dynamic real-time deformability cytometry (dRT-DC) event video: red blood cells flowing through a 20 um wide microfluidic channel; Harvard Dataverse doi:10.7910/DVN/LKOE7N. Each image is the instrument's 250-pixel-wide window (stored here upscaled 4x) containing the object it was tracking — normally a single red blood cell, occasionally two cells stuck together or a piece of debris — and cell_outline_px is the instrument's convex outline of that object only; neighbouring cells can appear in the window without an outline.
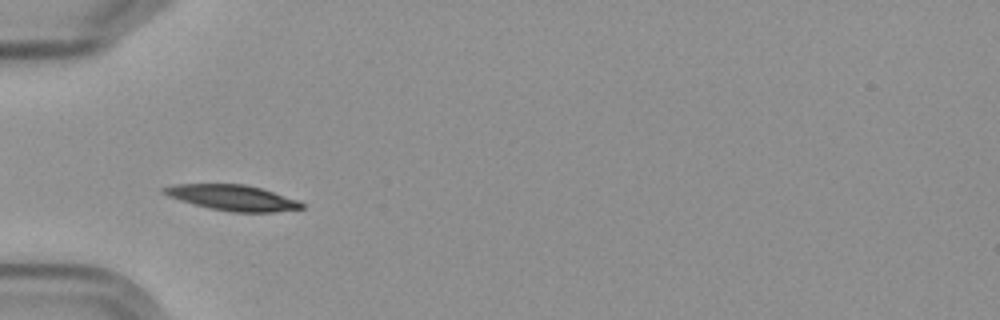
{"species": "Egyptian fruit bat (a non-hibernating species)", "species_latin": "Rousettus aegyptiacus", "temperature_condition": "cold", "stored_images_in_passage": 8, "camera_frame_rate_fps": 3000, "um_per_image_px": 0.085, "frame": {"image": 1, "passage_image": 3, "time_ms": 2.333, "image_size_px": [1000, 320], "cell_outline_px": [[304, 208], [276, 212], [232, 212], [208, 208], [180, 200], [168, 196], [160, 192], [160, 188], [176, 184], [244, 184], [260, 188], [300, 200], [304, 204]], "centroid_in_image_um": [19.76, 16.81], "position_along_channel_um": 65.2, "area_um2": 20.63}}
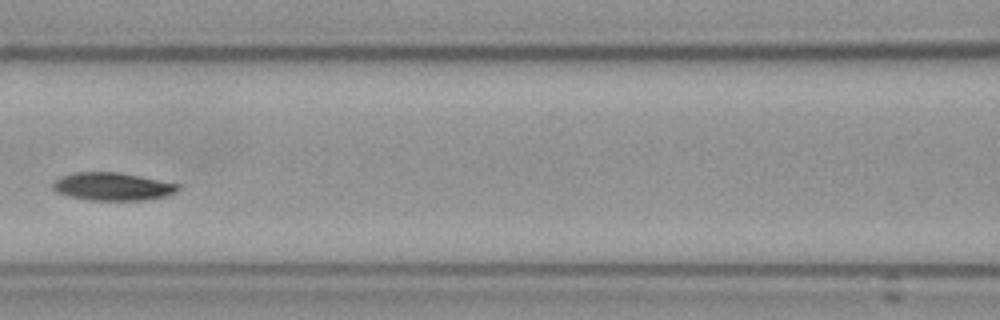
{"frame": {"image": 2, "passage_image": 5, "time_ms": 5.0, "image_size_px": [1000, 320], "cell_outline_px": [[180, 188], [176, 192], [164, 196], [144, 200], [88, 200], [68, 196], [56, 192], [52, 188], [52, 180], [60, 176], [72, 172], [120, 172], [180, 184]], "centroid_in_image_um": [9.51, 15.84], "position_along_channel_um": 157.1, "area_um2": 20.58}}
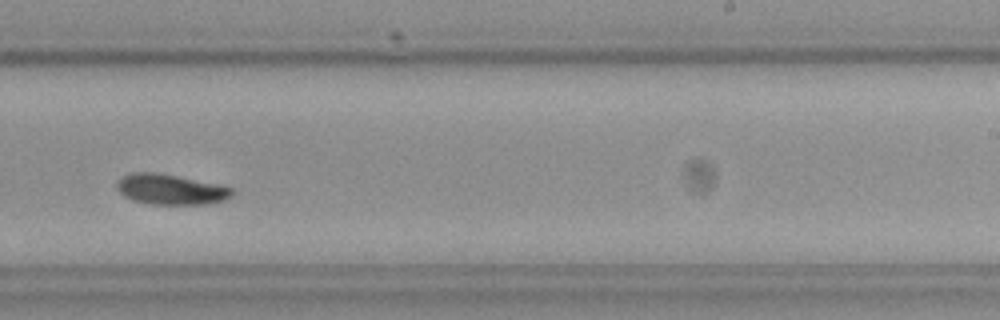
{"frame": {"image": 3, "passage_image": 8, "time_ms": 8.333, "image_size_px": [1000, 320], "cell_outline_px": [[236, 192], [228, 200], [212, 204], [148, 204], [132, 200], [124, 196], [116, 188], [116, 180], [132, 172], [152, 172], [176, 176], [216, 184], [232, 188]], "centroid_in_image_um": [14.52, 16.12], "position_along_channel_um": 274.5, "area_um2": 20.52}}